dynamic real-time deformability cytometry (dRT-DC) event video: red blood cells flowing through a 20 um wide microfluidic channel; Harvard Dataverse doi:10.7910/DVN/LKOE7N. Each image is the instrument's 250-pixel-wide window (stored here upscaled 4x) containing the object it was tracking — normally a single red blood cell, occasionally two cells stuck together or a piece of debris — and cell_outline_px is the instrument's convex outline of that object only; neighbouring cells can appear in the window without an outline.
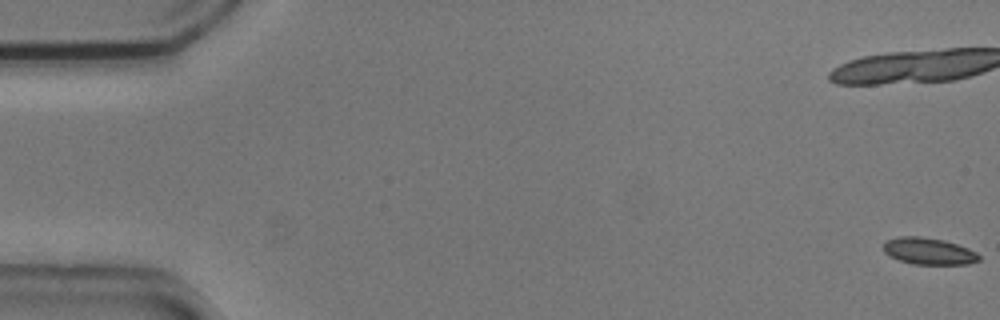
{"species": "common noctule bat (a hibernating species)", "species_latin": "Nyctalus noctula", "temperature_condition": "cold", "stored_images_in_passage": 56, "camera_frame_rate_fps": 3000, "um_per_image_px": 0.085, "animal": {"sex": "male", "body_mass_g": 20.5, "forearm_length_mm": 52.5}, "frame": {"image": 1, "passage_image": 1, "time_ms": 0.0, "image_size_px": [1000, 320], "cell_outline_px": [[980, 260], [968, 264], [912, 264], [900, 260], [884, 252], [884, 244], [888, 240], [900, 236], [920, 236], [944, 240], [968, 248], [976, 252], [980, 256]], "centroid_in_image_um": [78.97, 21.35], "position_along_channel_um": 6.0, "area_um2": 14.74}}
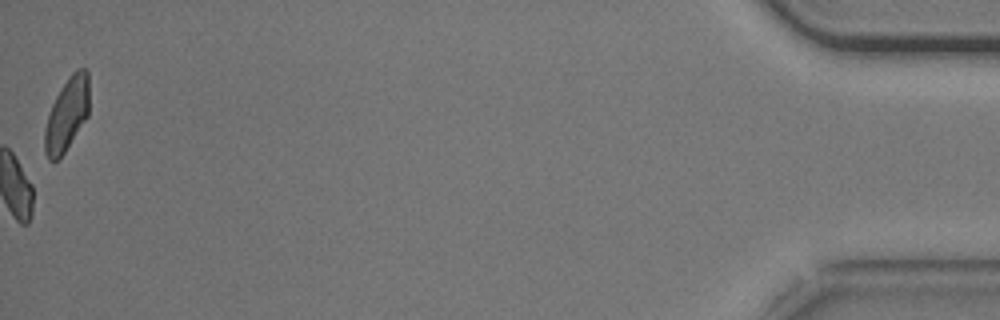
{"frame": {"image": 2, "passage_image": 56, "time_ms": 18.333, "image_size_px": [1000, 320], "cell_outline_px": [[88, 116], [64, 152], [56, 160], [48, 160], [44, 152], [44, 128], [52, 104], [56, 96], [72, 72], [76, 68], [88, 68]], "centroid_in_image_um": [5.68, 9.7], "position_along_channel_um": 429.5, "area_um2": 18.79}, "authors_computed_cell_mechanics": {"area_um2": 15.4615, "velocity_mm_per_s": 3.7091, "shape_relaxation_time_tau1_ms": 2.8374, "shape_relaxation_time_tau2_ms": 4.1216, "deformation_change_tau1": 0.0715, "deformation_change_tau2": 0.0832}}